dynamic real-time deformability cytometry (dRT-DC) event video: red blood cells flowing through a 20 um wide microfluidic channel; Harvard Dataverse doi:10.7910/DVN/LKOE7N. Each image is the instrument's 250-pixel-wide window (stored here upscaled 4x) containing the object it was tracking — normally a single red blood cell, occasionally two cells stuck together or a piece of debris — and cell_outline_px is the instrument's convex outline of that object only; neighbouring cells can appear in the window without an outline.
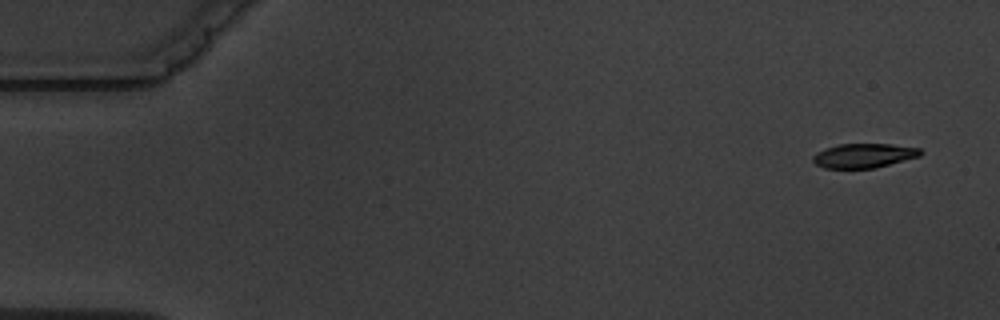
{"species": "common noctule bat (a hibernating species)", "species_latin": "Nyctalus noctula", "temperature_condition": "warm", "stored_images_in_passage": 5, "camera_frame_rate_fps": 3000, "um_per_image_px": 0.085, "animal": {"sex": "male", "body_mass_g": 19.5, "forearm_length_mm": 54.6}, "frame": {"image": 1, "passage_image": 1, "time_ms": 0.0, "image_size_px": [1000, 320], "cell_outline_px": [[924, 152], [920, 156], [876, 168], [824, 168], [816, 164], [812, 160], [812, 156], [816, 152], [840, 144], [892, 144], [920, 148]], "centroid_in_image_um": [73.45, 13.23], "position_along_channel_um": 11.5, "area_um2": 15.26}}
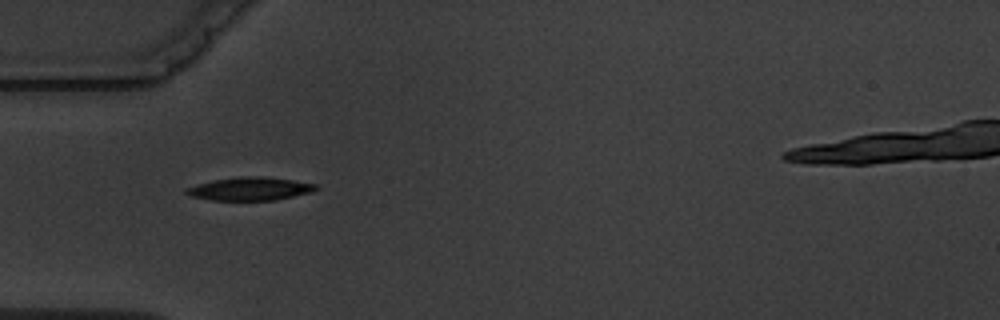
{"frame": {"image": 2, "passage_image": 4, "time_ms": 5.0, "image_size_px": [1000, 320], "cell_outline_px": [[316, 188], [312, 192], [276, 200], [212, 200], [192, 196], [184, 192], [188, 188], [196, 184], [212, 180], [240, 176], [264, 176], [292, 180], [316, 184]], "centroid_in_image_um": [21.24, 16.04], "position_along_channel_um": 63.8, "area_um2": 17.4}}
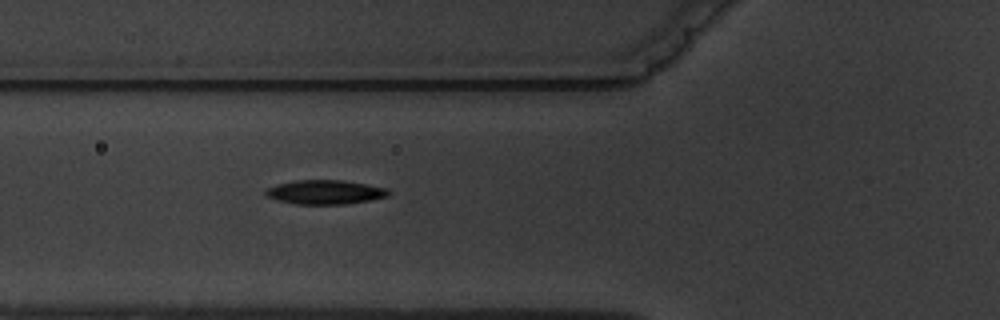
{"frame": {"image": 3, "passage_image": 5, "time_ms": 6.0, "image_size_px": [1000, 320], "cell_outline_px": [[392, 192], [388, 196], [368, 200], [344, 204], [296, 204], [276, 200], [268, 196], [264, 192], [268, 188], [276, 184], [296, 180], [344, 180], [388, 188]], "centroid_in_image_um": [27.65, 16.32], "position_along_channel_um": 98.2, "area_um2": 17.28}}